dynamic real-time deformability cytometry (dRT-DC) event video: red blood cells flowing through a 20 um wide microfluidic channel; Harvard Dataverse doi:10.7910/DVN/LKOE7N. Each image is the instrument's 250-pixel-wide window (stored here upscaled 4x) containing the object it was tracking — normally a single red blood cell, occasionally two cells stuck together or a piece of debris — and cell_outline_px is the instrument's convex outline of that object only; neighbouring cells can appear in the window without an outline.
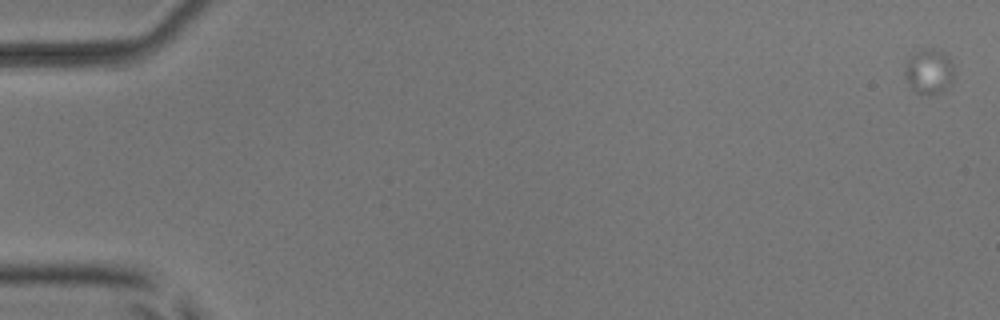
{"species": "common noctule bat (a hibernating species)", "species_latin": "Nyctalus noctula", "temperature_condition": "room temperature", "stored_images_in_passage": 4, "camera_frame_rate_fps": 3000, "um_per_image_px": 0.085, "animal": {"sex": "male", "body_mass_g": 17.9, "forearm_length_mm": 54.2}, "frame": {"image": 1, "passage_image": 1, "time_ms": 0.0, "image_size_px": [1000, 320], "cell_outline_px": [[952, 80], [948, 88], [944, 92], [928, 96], [916, 92], [908, 84], [904, 76], [904, 64], [912, 52], [924, 48], [936, 48], [944, 52], [948, 56], [952, 64]], "centroid_in_image_um": [78.93, 6.07], "position_along_channel_um": 6.1, "area_um2": 13.41}}